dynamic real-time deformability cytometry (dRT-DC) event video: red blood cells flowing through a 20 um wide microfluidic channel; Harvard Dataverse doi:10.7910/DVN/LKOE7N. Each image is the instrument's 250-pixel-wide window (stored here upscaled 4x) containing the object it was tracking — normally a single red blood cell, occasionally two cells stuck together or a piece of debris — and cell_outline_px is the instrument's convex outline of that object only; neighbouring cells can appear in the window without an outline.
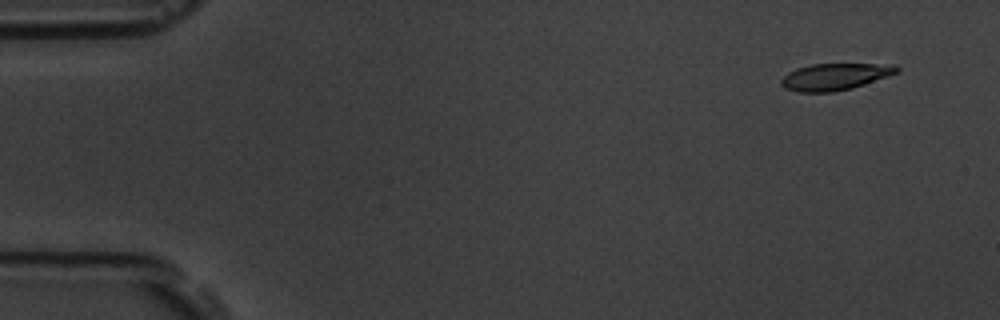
{"species": "common noctule bat (a hibernating species)", "species_latin": "Nyctalus noctula", "temperature_condition": "room temperature", "stored_images_in_passage": 4, "camera_frame_rate_fps": 3000, "um_per_image_px": 0.085, "animal": {"sex": "male", "body_mass_g": 19.5, "forearm_length_mm": 54.6}, "frame": {"image": 1, "passage_image": 1, "time_ms": 0.0, "image_size_px": [1000, 320], "cell_outline_px": [[900, 72], [852, 88], [832, 92], [800, 92], [784, 88], [780, 84], [780, 80], [788, 72], [796, 68], [812, 64], [876, 64], [900, 68]], "centroid_in_image_um": [70.9, 6.53], "position_along_channel_um": 14.1, "area_um2": 17.8}}
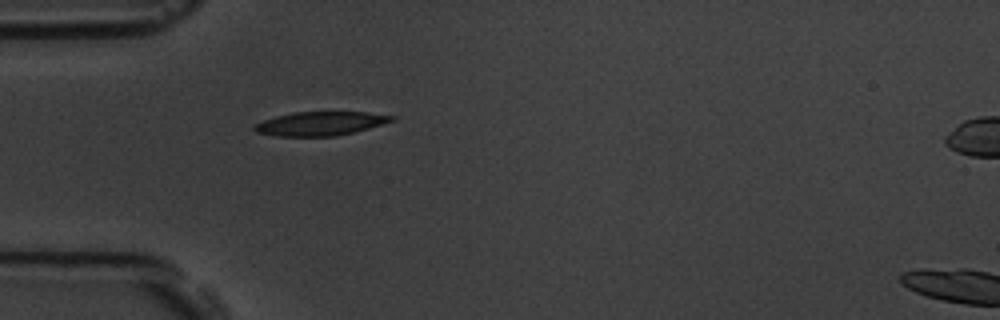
{"frame": {"image": 2, "passage_image": 4, "time_ms": 1.0, "image_size_px": [1000, 320], "cell_outline_px": [[396, 116], [392, 120], [368, 128], [336, 136], [276, 136], [256, 132], [252, 128], [252, 124], [276, 116], [292, 112], [368, 112]], "centroid_in_image_um": [27.15, 10.5], "position_along_channel_um": 57.8, "area_um2": 18.96}}